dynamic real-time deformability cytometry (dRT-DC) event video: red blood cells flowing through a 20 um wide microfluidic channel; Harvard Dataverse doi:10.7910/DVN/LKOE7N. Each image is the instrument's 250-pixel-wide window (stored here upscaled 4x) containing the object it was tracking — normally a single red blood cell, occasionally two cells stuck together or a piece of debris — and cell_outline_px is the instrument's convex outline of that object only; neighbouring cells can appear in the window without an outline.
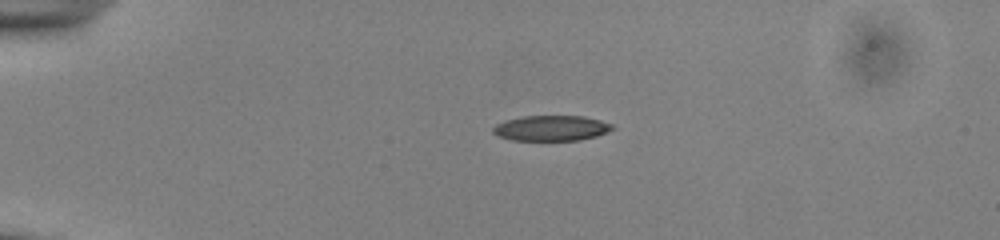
{"species": "common noctule bat (a hibernating species)", "species_latin": "Nyctalus noctula", "temperature_condition": "cold", "stored_images_in_passage": 41, "camera_frame_rate_fps": 3000, "um_per_image_px": 0.085, "animal": {"sex": "male", "body_mass_g": 13.0, "forearm_length_mm": 53.1}, "frame": {"image": 1, "passage_image": 1, "time_ms": 0.0, "image_size_px": [1000, 240], "cell_outline_px": [[616, 128], [608, 132], [596, 136], [580, 140], [512, 140], [496, 136], [492, 132], [492, 128], [496, 124], [504, 120], [524, 116], [584, 116], [600, 120], [612, 124]], "centroid_in_image_um": [46.85, 10.89], "position_along_channel_um": 38.1, "area_um2": 17.8}}
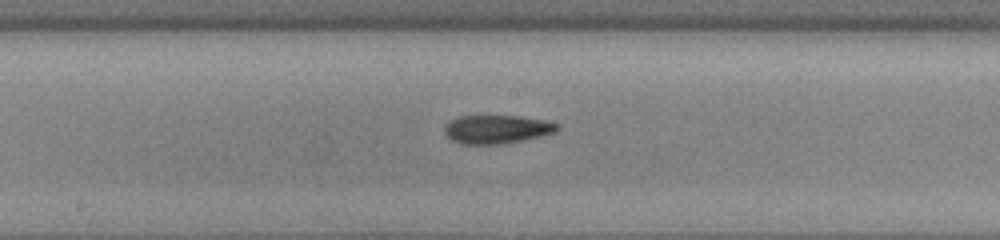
{"frame": {"image": 2, "passage_image": 18, "time_ms": 5.667, "image_size_px": [1000, 240], "cell_outline_px": [[560, 128], [556, 132], [540, 136], [500, 144], [460, 144], [452, 140], [444, 132], [444, 128], [452, 120], [460, 116], [520, 116], [544, 120], [560, 124]], "centroid_in_image_um": [42.25, 10.98], "position_along_channel_um": 205.9, "area_um2": 18.55}}
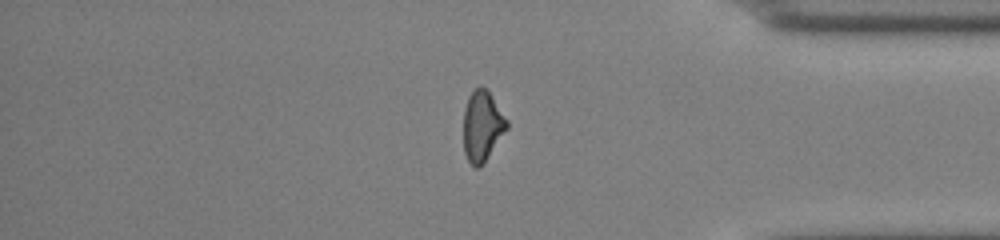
{"frame": {"image": 3, "passage_image": 34, "time_ms": 11.0, "image_size_px": [1000, 240], "cell_outline_px": [[508, 128], [484, 164], [480, 168], [472, 168], [464, 152], [464, 108], [468, 96], [480, 84], [488, 92], [508, 120]], "centroid_in_image_um": [40.99, 10.76], "position_along_channel_um": 394.2, "area_um2": 17.92}, "authors_computed_cell_mechanics": {"area_um2": 18.5538, "velocity_mm_per_s": 3.8632, "shape_relaxation_time_tau1_ms": null, "shape_relaxation_time_tau2_ms": 3.5532, "deformation_change_tau1": null, "deformation_change_tau2": 0.1113}}